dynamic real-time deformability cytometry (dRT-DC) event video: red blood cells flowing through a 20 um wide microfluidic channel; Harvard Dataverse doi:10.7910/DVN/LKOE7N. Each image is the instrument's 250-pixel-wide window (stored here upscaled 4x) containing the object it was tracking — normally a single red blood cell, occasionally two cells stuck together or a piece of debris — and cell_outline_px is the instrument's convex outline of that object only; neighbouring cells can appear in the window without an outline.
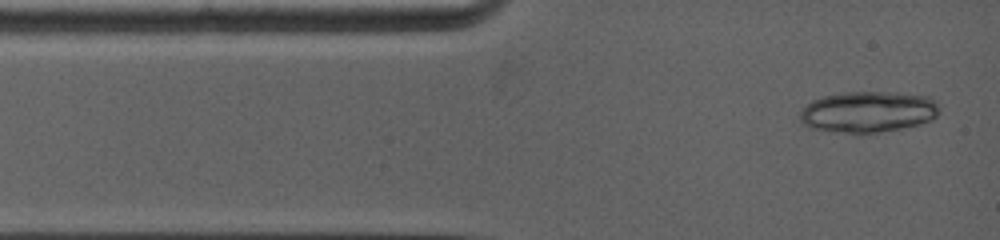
{"species": "common noctule bat (a hibernating species)", "species_latin": "Nyctalus noctula", "temperature_condition": "warm", "stored_images_in_passage": 3, "camera_frame_rate_fps": 5000, "um_per_image_px": 0.085, "animal": {"sex": "female", "body_mass_g": 19.0, "forearm_length_mm": 53.3}, "frame": {"image": 1, "passage_image": 1, "time_ms": 0.0, "image_size_px": [1000, 240], "cell_outline_px": [[936, 116], [932, 120], [920, 124], [900, 128], [876, 132], [844, 132], [808, 128], [800, 120], [800, 112], [812, 100], [824, 96], [844, 92], [896, 92], [928, 96], [936, 100]], "centroid_in_image_um": [73.78, 9.49], "position_along_channel_um": 11.2, "area_um2": 33.0}}